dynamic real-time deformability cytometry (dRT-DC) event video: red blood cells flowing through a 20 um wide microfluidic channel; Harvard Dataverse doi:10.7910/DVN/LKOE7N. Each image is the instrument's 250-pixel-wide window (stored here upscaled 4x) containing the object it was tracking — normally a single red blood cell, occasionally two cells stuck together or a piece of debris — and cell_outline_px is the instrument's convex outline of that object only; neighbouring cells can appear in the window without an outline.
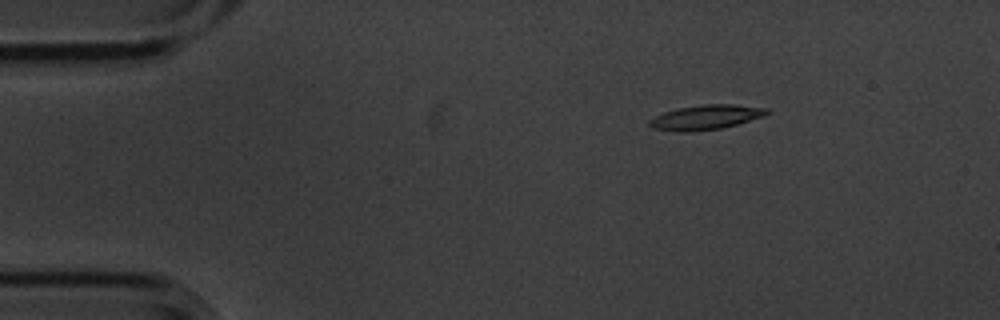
{"species": "common noctule bat (a hibernating species)", "species_latin": "Nyctalus noctula", "temperature_condition": "cold", "stored_images_in_passage": 3, "camera_frame_rate_fps": 3000, "um_per_image_px": 0.085, "animal": {"sex": "male", "body_mass_g": 20.1, "forearm_length_mm": 53.5}, "frame": {"image": 1, "passage_image": 1, "time_ms": 0.0, "image_size_px": [1000, 320], "cell_outline_px": [[768, 112], [764, 116], [736, 124], [720, 128], [688, 132], [680, 132], [652, 128], [648, 124], [648, 120], [652, 116], [676, 108], [704, 104], [732, 104], [768, 108]], "centroid_in_image_um": [59.93, 9.96], "position_along_channel_um": 25.1, "area_um2": 16.88}}